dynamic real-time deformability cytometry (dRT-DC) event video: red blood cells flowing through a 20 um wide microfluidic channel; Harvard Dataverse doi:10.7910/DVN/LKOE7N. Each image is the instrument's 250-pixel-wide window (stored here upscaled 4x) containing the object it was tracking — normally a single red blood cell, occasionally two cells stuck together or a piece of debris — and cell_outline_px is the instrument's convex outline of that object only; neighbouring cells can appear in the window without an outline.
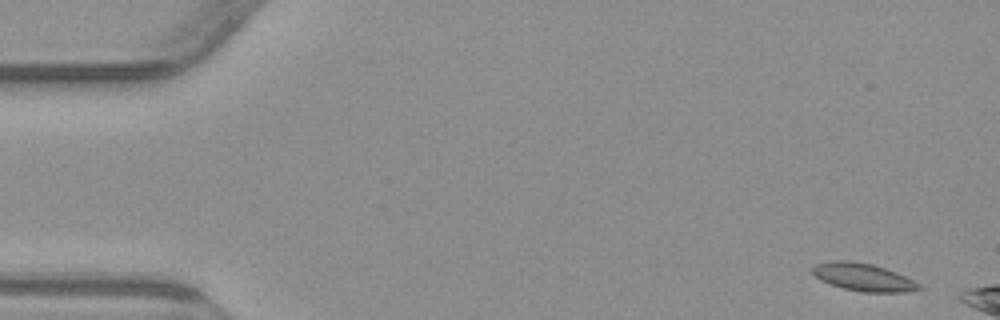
{"species": "common noctule bat (a hibernating species)", "species_latin": "Nyctalus noctula", "temperature_condition": "warm", "stored_images_in_passage": 6, "camera_frame_rate_fps": 3000, "um_per_image_px": 0.085, "animal": {"sex": "male", "body_mass_g": 23.1, "forearm_length_mm": 52.7}, "frame": {"image": 1, "passage_image": 1, "time_ms": 0.0, "image_size_px": [1000, 320], "cell_outline_px": [[924, 288], [908, 292], [864, 292], [844, 288], [820, 280], [808, 268], [816, 264], [836, 260], [848, 260], [872, 264], [896, 272], [920, 284]], "centroid_in_image_um": [73.37, 23.55], "position_along_channel_um": 11.6, "area_um2": 17.11}}
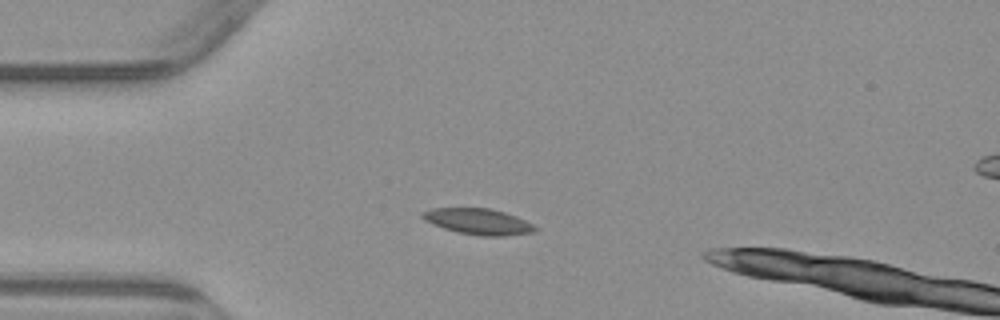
{"frame": {"image": 2, "passage_image": 4, "time_ms": 3.667, "image_size_px": [1000, 320], "cell_outline_px": [[540, 228], [536, 232], [504, 236], [480, 236], [456, 232], [432, 224], [424, 220], [420, 216], [420, 212], [432, 208], [488, 208], [504, 212], [516, 216]], "centroid_in_image_um": [40.64, 18.84], "position_along_channel_um": 44.4, "area_um2": 17.22}}
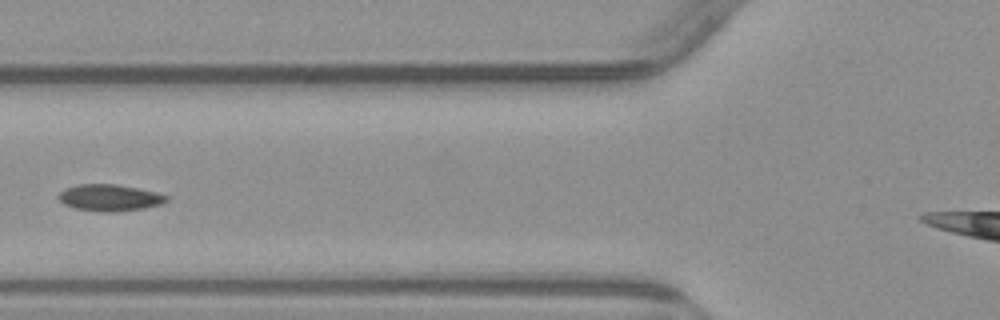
{"frame": {"image": 3, "passage_image": 6, "time_ms": 6.0, "image_size_px": [1000, 320], "cell_outline_px": [[168, 200], [160, 204], [144, 208], [116, 212], [100, 212], [76, 208], [64, 204], [56, 196], [64, 188], [76, 184], [116, 184], [156, 192], [168, 196]], "centroid_in_image_um": [9.28, 16.8], "position_along_channel_um": 116.5, "area_um2": 16.76}}